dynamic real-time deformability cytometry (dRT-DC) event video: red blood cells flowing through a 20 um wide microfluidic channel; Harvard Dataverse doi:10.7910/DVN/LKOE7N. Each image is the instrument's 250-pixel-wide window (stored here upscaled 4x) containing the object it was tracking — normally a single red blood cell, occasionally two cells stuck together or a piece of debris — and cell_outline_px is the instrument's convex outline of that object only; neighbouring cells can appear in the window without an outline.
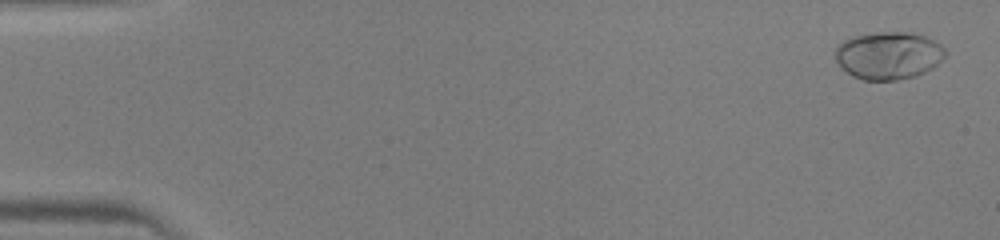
{"species": "human", "species_latin": "Homo sapiens", "temperature_condition": "warm", "stored_images_in_passage": 47, "camera_frame_rate_fps": 3000, "um_per_image_px": 0.085, "donor": {"sex": "male"}, "frame": {"image": 1, "passage_image": 2, "time_ms": 0.333, "image_size_px": [1000, 240], "cell_outline_px": [[948, 52], [932, 68], [916, 76], [896, 80], [864, 80], [852, 76], [840, 68], [832, 52], [844, 40], [852, 36], [880, 32], [908, 32], [924, 36], [940, 44]], "centroid_in_image_um": [75.48, 4.72], "position_along_channel_um": 9.5, "area_um2": 30.63}}
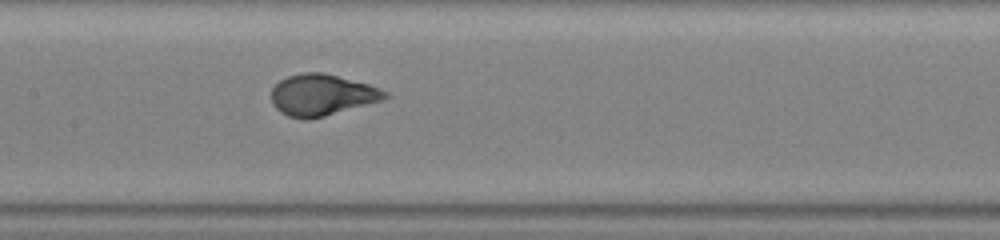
{"frame": {"image": 2, "passage_image": 24, "time_ms": 7.667, "image_size_px": [1000, 240], "cell_outline_px": [[388, 96], [384, 100], [324, 116], [308, 120], [304, 120], [288, 116], [280, 112], [272, 104], [272, 88], [280, 80], [288, 76], [304, 72], [324, 72], [368, 84], [380, 88], [388, 92]], "centroid_in_image_um": [27.36, 8.07], "position_along_channel_um": 180.0, "area_um2": 27.46}}
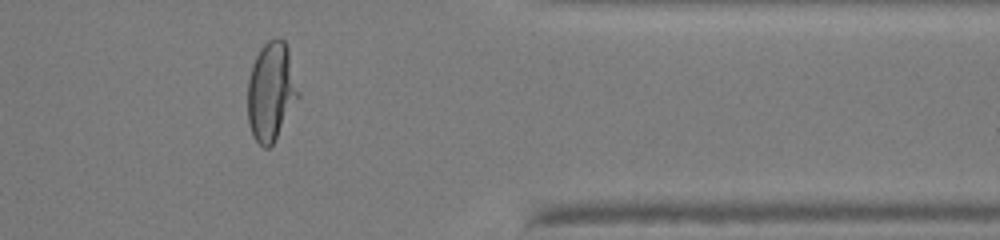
{"frame": {"image": 3, "passage_image": 39, "time_ms": 12.667, "image_size_px": [1000, 240], "cell_outline_px": [[300, 96], [272, 144], [268, 148], [264, 148], [252, 136], [248, 124], [248, 80], [252, 64], [260, 48], [268, 40], [276, 36], [284, 40], [288, 48], [300, 92]], "centroid_in_image_um": [23.05, 7.75], "position_along_channel_um": 388.4, "area_um2": 29.25}}